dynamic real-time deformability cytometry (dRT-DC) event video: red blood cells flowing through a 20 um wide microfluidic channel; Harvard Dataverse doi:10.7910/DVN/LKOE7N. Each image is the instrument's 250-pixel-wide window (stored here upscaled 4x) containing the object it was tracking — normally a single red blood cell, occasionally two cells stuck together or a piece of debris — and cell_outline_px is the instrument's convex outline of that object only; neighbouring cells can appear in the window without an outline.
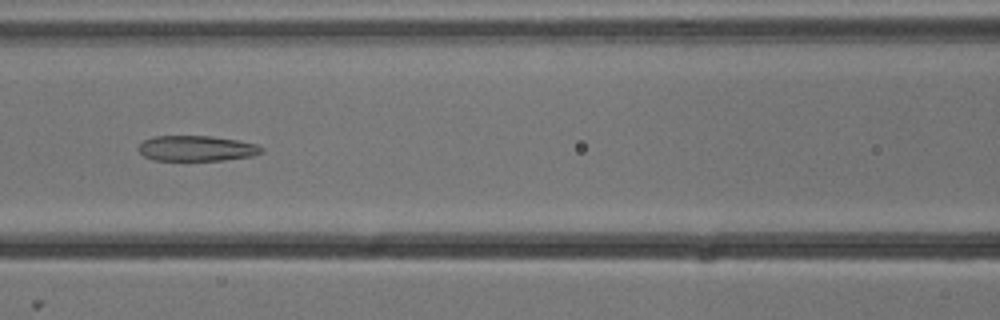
{"species": "common noctule bat (a hibernating species)", "species_latin": "Nyctalus noctula", "temperature_condition": "cold", "stored_images_in_passage": 7, "camera_frame_rate_fps": 3000, "um_per_image_px": 0.085, "animal": {"sex": "male", "body_mass_g": 13.3}, "frame": {"image": 1, "passage_image": 6, "time_ms": 1.667, "image_size_px": [1000, 320], "cell_outline_px": [[264, 152], [252, 156], [224, 160], [152, 160], [144, 156], [136, 148], [144, 140], [152, 136], [212, 136], [236, 140], [256, 144], [264, 148]], "centroid_in_image_um": [16.7, 12.61], "position_along_channel_um": 149.9, "area_um2": 18.32}}
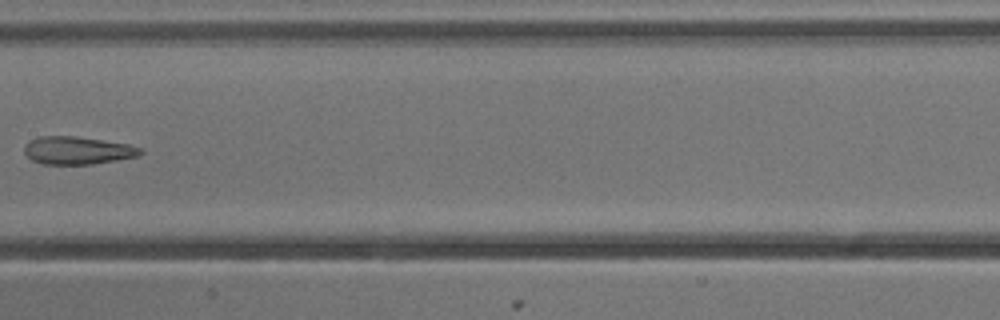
{"frame": {"image": 2, "passage_image": 7, "time_ms": 2.0, "image_size_px": [1000, 320], "cell_outline_px": [[144, 152], [140, 156], [92, 164], [40, 164], [32, 160], [24, 152], [24, 144], [40, 136], [76, 136], [128, 144], [144, 148]], "centroid_in_image_um": [6.62, 12.79], "position_along_channel_um": 200.8, "area_um2": 18.9}}